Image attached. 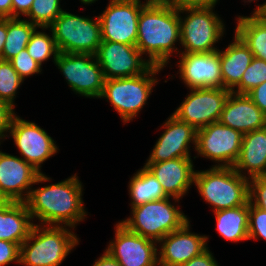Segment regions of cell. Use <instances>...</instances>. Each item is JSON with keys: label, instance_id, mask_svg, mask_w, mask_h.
I'll return each mask as SVG.
<instances>
[{"label": "cell", "instance_id": "1", "mask_svg": "<svg viewBox=\"0 0 266 266\" xmlns=\"http://www.w3.org/2000/svg\"><path fill=\"white\" fill-rule=\"evenodd\" d=\"M179 9L171 0H146L138 20L137 49L149 55L148 61L165 67L175 42L180 41ZM175 49V50H174Z\"/></svg>", "mask_w": 266, "mask_h": 266}, {"label": "cell", "instance_id": "2", "mask_svg": "<svg viewBox=\"0 0 266 266\" xmlns=\"http://www.w3.org/2000/svg\"><path fill=\"white\" fill-rule=\"evenodd\" d=\"M82 184L76 174L64 181L33 189L25 201L31 214L41 224L75 228L87 215L83 208Z\"/></svg>", "mask_w": 266, "mask_h": 266}, {"label": "cell", "instance_id": "3", "mask_svg": "<svg viewBox=\"0 0 266 266\" xmlns=\"http://www.w3.org/2000/svg\"><path fill=\"white\" fill-rule=\"evenodd\" d=\"M65 227L34 224L20 245V263L25 266H59L79 242L76 235Z\"/></svg>", "mask_w": 266, "mask_h": 266}, {"label": "cell", "instance_id": "4", "mask_svg": "<svg viewBox=\"0 0 266 266\" xmlns=\"http://www.w3.org/2000/svg\"><path fill=\"white\" fill-rule=\"evenodd\" d=\"M194 183L203 199L214 207V212L245 205L249 194V178L233 167H215L197 171Z\"/></svg>", "mask_w": 266, "mask_h": 266}, {"label": "cell", "instance_id": "5", "mask_svg": "<svg viewBox=\"0 0 266 266\" xmlns=\"http://www.w3.org/2000/svg\"><path fill=\"white\" fill-rule=\"evenodd\" d=\"M169 199L166 197L132 207V218L120 223L133 233L159 242L188 221L187 216L178 207L171 205Z\"/></svg>", "mask_w": 266, "mask_h": 266}, {"label": "cell", "instance_id": "6", "mask_svg": "<svg viewBox=\"0 0 266 266\" xmlns=\"http://www.w3.org/2000/svg\"><path fill=\"white\" fill-rule=\"evenodd\" d=\"M161 69L163 67L152 65L145 73L137 76L107 79L100 98L108 99L126 123L143 108L153 86L158 82L152 76Z\"/></svg>", "mask_w": 266, "mask_h": 266}, {"label": "cell", "instance_id": "7", "mask_svg": "<svg viewBox=\"0 0 266 266\" xmlns=\"http://www.w3.org/2000/svg\"><path fill=\"white\" fill-rule=\"evenodd\" d=\"M95 18L92 20L63 10L48 27L58 51L95 55L102 42L100 20L98 16Z\"/></svg>", "mask_w": 266, "mask_h": 266}, {"label": "cell", "instance_id": "8", "mask_svg": "<svg viewBox=\"0 0 266 266\" xmlns=\"http://www.w3.org/2000/svg\"><path fill=\"white\" fill-rule=\"evenodd\" d=\"M184 11L188 17L181 19L180 16V44L185 48L182 53L219 50L213 47L225 29L219 16L212 9H179V13Z\"/></svg>", "mask_w": 266, "mask_h": 266}, {"label": "cell", "instance_id": "9", "mask_svg": "<svg viewBox=\"0 0 266 266\" xmlns=\"http://www.w3.org/2000/svg\"><path fill=\"white\" fill-rule=\"evenodd\" d=\"M54 63L74 92L89 98H100L105 77L95 55L59 52Z\"/></svg>", "mask_w": 266, "mask_h": 266}, {"label": "cell", "instance_id": "10", "mask_svg": "<svg viewBox=\"0 0 266 266\" xmlns=\"http://www.w3.org/2000/svg\"><path fill=\"white\" fill-rule=\"evenodd\" d=\"M144 5L140 0H111L98 16L102 41L136 45L138 20Z\"/></svg>", "mask_w": 266, "mask_h": 266}, {"label": "cell", "instance_id": "11", "mask_svg": "<svg viewBox=\"0 0 266 266\" xmlns=\"http://www.w3.org/2000/svg\"><path fill=\"white\" fill-rule=\"evenodd\" d=\"M243 134L213 122L197 130L195 150L203 157L223 162L215 167H233L240 155Z\"/></svg>", "mask_w": 266, "mask_h": 266}, {"label": "cell", "instance_id": "12", "mask_svg": "<svg viewBox=\"0 0 266 266\" xmlns=\"http://www.w3.org/2000/svg\"><path fill=\"white\" fill-rule=\"evenodd\" d=\"M230 92L224 88L191 89L173 115L196 130L201 129L219 121Z\"/></svg>", "mask_w": 266, "mask_h": 266}, {"label": "cell", "instance_id": "13", "mask_svg": "<svg viewBox=\"0 0 266 266\" xmlns=\"http://www.w3.org/2000/svg\"><path fill=\"white\" fill-rule=\"evenodd\" d=\"M105 80L133 77L145 73L152 64L141 59L136 45L102 41L95 54Z\"/></svg>", "mask_w": 266, "mask_h": 266}, {"label": "cell", "instance_id": "14", "mask_svg": "<svg viewBox=\"0 0 266 266\" xmlns=\"http://www.w3.org/2000/svg\"><path fill=\"white\" fill-rule=\"evenodd\" d=\"M8 130L23 156L22 159L41 173L40 165L57 153L54 140L35 123L23 120L15 114Z\"/></svg>", "mask_w": 266, "mask_h": 266}, {"label": "cell", "instance_id": "15", "mask_svg": "<svg viewBox=\"0 0 266 266\" xmlns=\"http://www.w3.org/2000/svg\"><path fill=\"white\" fill-rule=\"evenodd\" d=\"M49 180L50 178L42 172L39 173L22 158L0 151V192L8 201L25 202L32 190V184Z\"/></svg>", "mask_w": 266, "mask_h": 266}, {"label": "cell", "instance_id": "16", "mask_svg": "<svg viewBox=\"0 0 266 266\" xmlns=\"http://www.w3.org/2000/svg\"><path fill=\"white\" fill-rule=\"evenodd\" d=\"M115 241L108 252L120 266H158L156 242L129 231L120 222L116 224Z\"/></svg>", "mask_w": 266, "mask_h": 266}, {"label": "cell", "instance_id": "17", "mask_svg": "<svg viewBox=\"0 0 266 266\" xmlns=\"http://www.w3.org/2000/svg\"><path fill=\"white\" fill-rule=\"evenodd\" d=\"M180 55L179 73L187 87L223 88L220 50Z\"/></svg>", "mask_w": 266, "mask_h": 266}, {"label": "cell", "instance_id": "18", "mask_svg": "<svg viewBox=\"0 0 266 266\" xmlns=\"http://www.w3.org/2000/svg\"><path fill=\"white\" fill-rule=\"evenodd\" d=\"M165 132L158 138L146 163H159L175 158H191L189 143L196 148L197 130L171 115L165 122Z\"/></svg>", "mask_w": 266, "mask_h": 266}, {"label": "cell", "instance_id": "19", "mask_svg": "<svg viewBox=\"0 0 266 266\" xmlns=\"http://www.w3.org/2000/svg\"><path fill=\"white\" fill-rule=\"evenodd\" d=\"M189 220L178 230L167 234L158 243L162 246L159 251L158 264L164 266H179L187 263L193 257L199 256L208 249L205 235L189 232Z\"/></svg>", "mask_w": 266, "mask_h": 266}, {"label": "cell", "instance_id": "20", "mask_svg": "<svg viewBox=\"0 0 266 266\" xmlns=\"http://www.w3.org/2000/svg\"><path fill=\"white\" fill-rule=\"evenodd\" d=\"M160 182L167 197L179 201L192 183L195 172L191 158H175L159 163H146L144 165Z\"/></svg>", "mask_w": 266, "mask_h": 266}, {"label": "cell", "instance_id": "21", "mask_svg": "<svg viewBox=\"0 0 266 266\" xmlns=\"http://www.w3.org/2000/svg\"><path fill=\"white\" fill-rule=\"evenodd\" d=\"M219 122L246 134L266 127V115L247 94L230 92Z\"/></svg>", "mask_w": 266, "mask_h": 266}, {"label": "cell", "instance_id": "22", "mask_svg": "<svg viewBox=\"0 0 266 266\" xmlns=\"http://www.w3.org/2000/svg\"><path fill=\"white\" fill-rule=\"evenodd\" d=\"M233 168L242 176L246 169L249 179L266 176V127L243 134L240 155Z\"/></svg>", "mask_w": 266, "mask_h": 266}, {"label": "cell", "instance_id": "23", "mask_svg": "<svg viewBox=\"0 0 266 266\" xmlns=\"http://www.w3.org/2000/svg\"><path fill=\"white\" fill-rule=\"evenodd\" d=\"M26 202L9 201L0 208V240L21 245L34 224Z\"/></svg>", "mask_w": 266, "mask_h": 266}, {"label": "cell", "instance_id": "24", "mask_svg": "<svg viewBox=\"0 0 266 266\" xmlns=\"http://www.w3.org/2000/svg\"><path fill=\"white\" fill-rule=\"evenodd\" d=\"M234 42L220 52L223 88L233 91L240 84L243 73L254 58L249 47L235 33Z\"/></svg>", "mask_w": 266, "mask_h": 266}, {"label": "cell", "instance_id": "25", "mask_svg": "<svg viewBox=\"0 0 266 266\" xmlns=\"http://www.w3.org/2000/svg\"><path fill=\"white\" fill-rule=\"evenodd\" d=\"M216 230L226 240L238 242L249 239V201L231 209L215 211Z\"/></svg>", "mask_w": 266, "mask_h": 266}, {"label": "cell", "instance_id": "26", "mask_svg": "<svg viewBox=\"0 0 266 266\" xmlns=\"http://www.w3.org/2000/svg\"><path fill=\"white\" fill-rule=\"evenodd\" d=\"M235 33L249 47L253 56L266 61V20L261 15L238 18Z\"/></svg>", "mask_w": 266, "mask_h": 266}, {"label": "cell", "instance_id": "27", "mask_svg": "<svg viewBox=\"0 0 266 266\" xmlns=\"http://www.w3.org/2000/svg\"><path fill=\"white\" fill-rule=\"evenodd\" d=\"M129 194L133 200L131 207L167 197L160 182L146 167L137 171V173L131 178Z\"/></svg>", "mask_w": 266, "mask_h": 266}, {"label": "cell", "instance_id": "28", "mask_svg": "<svg viewBox=\"0 0 266 266\" xmlns=\"http://www.w3.org/2000/svg\"><path fill=\"white\" fill-rule=\"evenodd\" d=\"M37 28L29 20L7 18V36L0 60L9 61L20 51L26 49L32 33Z\"/></svg>", "mask_w": 266, "mask_h": 266}, {"label": "cell", "instance_id": "29", "mask_svg": "<svg viewBox=\"0 0 266 266\" xmlns=\"http://www.w3.org/2000/svg\"><path fill=\"white\" fill-rule=\"evenodd\" d=\"M59 2L60 0H34L26 16L37 27L48 29L63 11Z\"/></svg>", "mask_w": 266, "mask_h": 266}, {"label": "cell", "instance_id": "30", "mask_svg": "<svg viewBox=\"0 0 266 266\" xmlns=\"http://www.w3.org/2000/svg\"><path fill=\"white\" fill-rule=\"evenodd\" d=\"M26 49L29 55L40 65L48 60L51 55H53L55 62L59 53L53 34L50 37L45 32H39L36 29L32 33Z\"/></svg>", "mask_w": 266, "mask_h": 266}, {"label": "cell", "instance_id": "31", "mask_svg": "<svg viewBox=\"0 0 266 266\" xmlns=\"http://www.w3.org/2000/svg\"><path fill=\"white\" fill-rule=\"evenodd\" d=\"M23 81L9 61L0 60V100L13 109L14 96Z\"/></svg>", "mask_w": 266, "mask_h": 266}, {"label": "cell", "instance_id": "32", "mask_svg": "<svg viewBox=\"0 0 266 266\" xmlns=\"http://www.w3.org/2000/svg\"><path fill=\"white\" fill-rule=\"evenodd\" d=\"M266 81V61L253 58L243 73L240 84L232 92L248 94L252 89Z\"/></svg>", "mask_w": 266, "mask_h": 266}, {"label": "cell", "instance_id": "33", "mask_svg": "<svg viewBox=\"0 0 266 266\" xmlns=\"http://www.w3.org/2000/svg\"><path fill=\"white\" fill-rule=\"evenodd\" d=\"M248 233L249 239H258V237H261L266 240V210L255 207L250 202Z\"/></svg>", "mask_w": 266, "mask_h": 266}, {"label": "cell", "instance_id": "34", "mask_svg": "<svg viewBox=\"0 0 266 266\" xmlns=\"http://www.w3.org/2000/svg\"><path fill=\"white\" fill-rule=\"evenodd\" d=\"M9 62L23 80L29 75L41 72V65L29 55L27 49L20 51Z\"/></svg>", "mask_w": 266, "mask_h": 266}, {"label": "cell", "instance_id": "35", "mask_svg": "<svg viewBox=\"0 0 266 266\" xmlns=\"http://www.w3.org/2000/svg\"><path fill=\"white\" fill-rule=\"evenodd\" d=\"M248 200L250 203H266V176L249 180Z\"/></svg>", "mask_w": 266, "mask_h": 266}, {"label": "cell", "instance_id": "36", "mask_svg": "<svg viewBox=\"0 0 266 266\" xmlns=\"http://www.w3.org/2000/svg\"><path fill=\"white\" fill-rule=\"evenodd\" d=\"M13 261L20 264V245L0 240V266H5Z\"/></svg>", "mask_w": 266, "mask_h": 266}, {"label": "cell", "instance_id": "37", "mask_svg": "<svg viewBox=\"0 0 266 266\" xmlns=\"http://www.w3.org/2000/svg\"><path fill=\"white\" fill-rule=\"evenodd\" d=\"M218 0H171L178 9H213Z\"/></svg>", "mask_w": 266, "mask_h": 266}, {"label": "cell", "instance_id": "38", "mask_svg": "<svg viewBox=\"0 0 266 266\" xmlns=\"http://www.w3.org/2000/svg\"><path fill=\"white\" fill-rule=\"evenodd\" d=\"M255 105L266 115V81L247 94Z\"/></svg>", "mask_w": 266, "mask_h": 266}, {"label": "cell", "instance_id": "39", "mask_svg": "<svg viewBox=\"0 0 266 266\" xmlns=\"http://www.w3.org/2000/svg\"><path fill=\"white\" fill-rule=\"evenodd\" d=\"M13 110L6 102L0 100V137H6L4 132H8L11 118L15 114Z\"/></svg>", "mask_w": 266, "mask_h": 266}, {"label": "cell", "instance_id": "40", "mask_svg": "<svg viewBox=\"0 0 266 266\" xmlns=\"http://www.w3.org/2000/svg\"><path fill=\"white\" fill-rule=\"evenodd\" d=\"M179 266H219L212 253L207 249L199 256L193 257L187 263Z\"/></svg>", "mask_w": 266, "mask_h": 266}, {"label": "cell", "instance_id": "41", "mask_svg": "<svg viewBox=\"0 0 266 266\" xmlns=\"http://www.w3.org/2000/svg\"><path fill=\"white\" fill-rule=\"evenodd\" d=\"M34 0H12V18L27 15Z\"/></svg>", "mask_w": 266, "mask_h": 266}, {"label": "cell", "instance_id": "42", "mask_svg": "<svg viewBox=\"0 0 266 266\" xmlns=\"http://www.w3.org/2000/svg\"><path fill=\"white\" fill-rule=\"evenodd\" d=\"M93 266H120V264L105 251L104 254L95 261Z\"/></svg>", "mask_w": 266, "mask_h": 266}, {"label": "cell", "instance_id": "43", "mask_svg": "<svg viewBox=\"0 0 266 266\" xmlns=\"http://www.w3.org/2000/svg\"><path fill=\"white\" fill-rule=\"evenodd\" d=\"M0 18H12V0H0Z\"/></svg>", "mask_w": 266, "mask_h": 266}, {"label": "cell", "instance_id": "44", "mask_svg": "<svg viewBox=\"0 0 266 266\" xmlns=\"http://www.w3.org/2000/svg\"><path fill=\"white\" fill-rule=\"evenodd\" d=\"M7 36V18H0V59Z\"/></svg>", "mask_w": 266, "mask_h": 266}, {"label": "cell", "instance_id": "45", "mask_svg": "<svg viewBox=\"0 0 266 266\" xmlns=\"http://www.w3.org/2000/svg\"><path fill=\"white\" fill-rule=\"evenodd\" d=\"M253 15H261L266 20V2L262 5H259L254 11Z\"/></svg>", "mask_w": 266, "mask_h": 266}, {"label": "cell", "instance_id": "46", "mask_svg": "<svg viewBox=\"0 0 266 266\" xmlns=\"http://www.w3.org/2000/svg\"><path fill=\"white\" fill-rule=\"evenodd\" d=\"M8 202V199L0 192V208H2Z\"/></svg>", "mask_w": 266, "mask_h": 266}, {"label": "cell", "instance_id": "47", "mask_svg": "<svg viewBox=\"0 0 266 266\" xmlns=\"http://www.w3.org/2000/svg\"><path fill=\"white\" fill-rule=\"evenodd\" d=\"M253 206L266 210V203H251Z\"/></svg>", "mask_w": 266, "mask_h": 266}, {"label": "cell", "instance_id": "48", "mask_svg": "<svg viewBox=\"0 0 266 266\" xmlns=\"http://www.w3.org/2000/svg\"><path fill=\"white\" fill-rule=\"evenodd\" d=\"M95 1H97V0H81V2L84 4L94 3Z\"/></svg>", "mask_w": 266, "mask_h": 266}]
</instances>
